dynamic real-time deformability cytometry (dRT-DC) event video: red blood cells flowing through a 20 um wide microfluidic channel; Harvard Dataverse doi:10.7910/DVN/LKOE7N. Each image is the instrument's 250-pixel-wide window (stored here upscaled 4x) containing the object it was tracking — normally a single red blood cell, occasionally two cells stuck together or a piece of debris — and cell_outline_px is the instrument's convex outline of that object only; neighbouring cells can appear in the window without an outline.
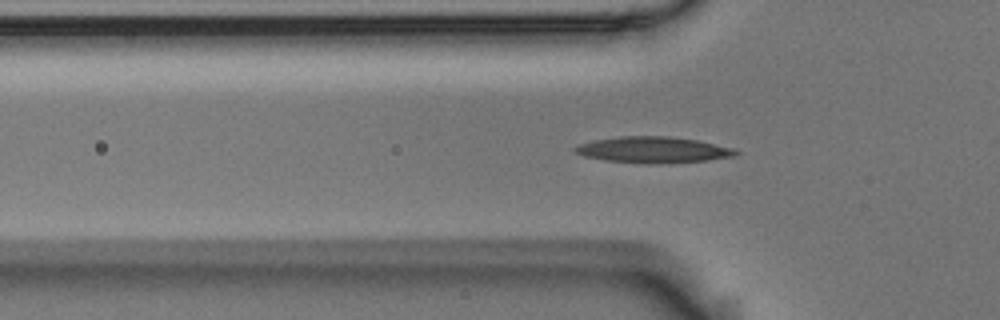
{"species": "Egyptian fruit bat (a non-hibernating species)", "species_latin": "Rousettus aegyptiacus", "temperature_condition": "room temperature", "stored_images_in_passage": 46, "camera_frame_rate_fps": 3000, "um_per_image_px": 0.085, "animal": {"sex": "male"}, "frame": {"image": 1, "passage_image": 8, "time_ms": 2.333, "image_size_px": [1000, 320], "cell_outline_px": [[740, 152], [736, 156], [708, 160], [660, 164], [648, 164], [604, 160], [584, 156], [572, 152], [572, 148], [580, 144], [596, 140], [620, 136], [668, 136], [696, 140], [736, 148]], "centroid_in_image_um": [55.54, 12.74], "position_along_channel_um": 70.3, "area_um2": 24.68}}
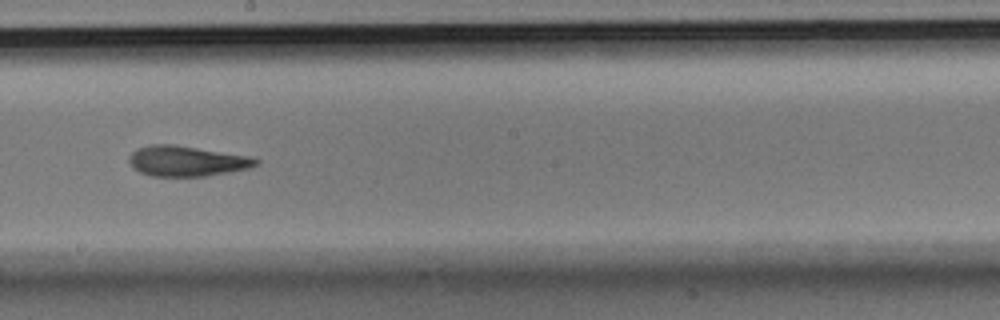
{"frame": {"image": 2, "passage_image": 21, "time_ms": 6.667, "image_size_px": [1000, 320], "cell_outline_px": [[260, 164], [248, 168], [228, 172], [204, 176], [152, 176], [140, 172], [128, 160], [128, 156], [136, 148], [152, 144], [176, 144], [252, 156], [260, 160]], "centroid_in_image_um": [15.9, 13.67], "position_along_channel_um": 232.3, "area_um2": 22.6}}
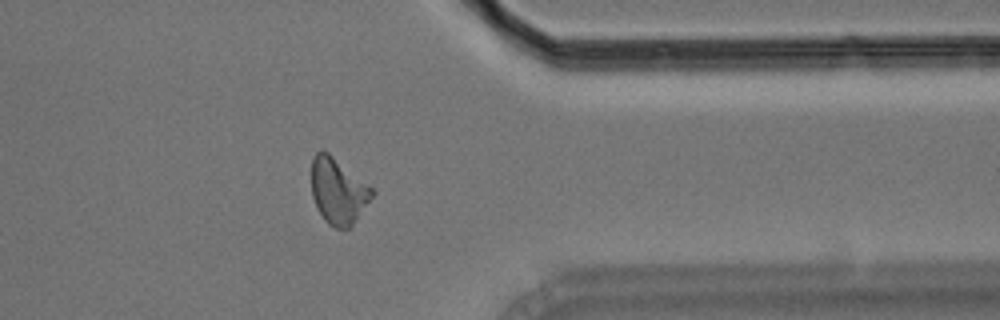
{"frame": {"image": 3, "passage_image": 34, "time_ms": 11.0, "image_size_px": [1000, 320], "cell_outline_px": [[376, 192], [352, 224], [348, 228], [336, 228], [328, 224], [324, 220], [316, 208], [312, 196], [312, 156], [320, 148], [328, 152], [372, 188]], "centroid_in_image_um": [28.71, 16.22], "position_along_channel_um": 382.7, "area_um2": 23.06}, "authors_computed_cell_mechanics": {"area_um2": 22.542, "velocity_mm_per_s": 3.7178, "shape_relaxation_time_tau1_ms": 8.182, "shape_relaxation_time_tau2_ms": 4.0131, "deformation_change_tau1": 0.2405, "deformation_change_tau2": 0.1207}}